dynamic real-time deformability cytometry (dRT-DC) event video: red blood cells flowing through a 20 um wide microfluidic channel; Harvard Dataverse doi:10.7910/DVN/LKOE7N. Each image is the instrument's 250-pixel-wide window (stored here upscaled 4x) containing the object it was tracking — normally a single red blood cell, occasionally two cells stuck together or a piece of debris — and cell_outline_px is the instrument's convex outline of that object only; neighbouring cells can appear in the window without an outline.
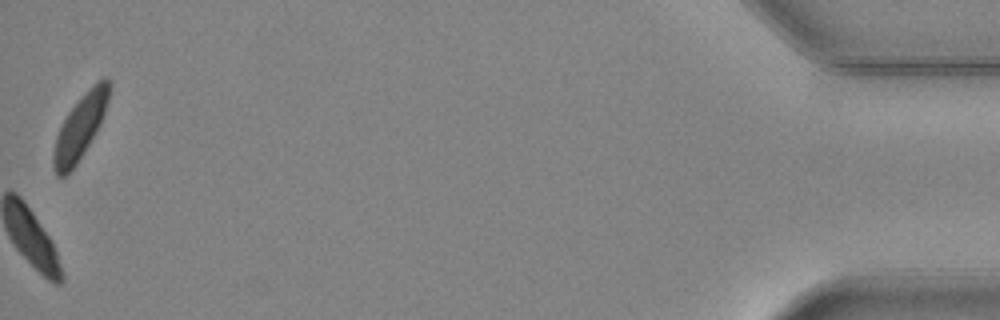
{"species": "common noctule bat (a hibernating species)", "species_latin": "Nyctalus noctula", "temperature_condition": "warm", "stored_images_in_passage": 50, "camera_frame_rate_fps": 3000, "um_per_image_px": 0.085, "animal": {"sex": "female", "body_mass_g": 24.6, "forearm_length_mm": 56.2}, "frame": {"image": 1, "passage_image": 50, "time_ms": 16.333, "image_size_px": [1000, 320], "cell_outline_px": [[112, 84], [108, 100], [100, 124], [96, 132], [84, 152], [76, 164], [64, 176], [56, 176], [52, 164], [52, 156], [56, 136], [68, 112], [80, 96], [92, 84], [104, 76], [108, 76]], "centroid_in_image_um": [6.83, 10.73], "position_along_channel_um": 428.4, "area_um2": 20.87}, "authors_computed_cell_mechanics": {"area_um2": 23.0044, "velocity_mm_per_s": 4.0398, "shape_relaxation_time_tau1_ms": 1.9321, "shape_relaxation_time_tau2_ms": null, "deformation_change_tau1": 0.0782, "deformation_change_tau2": null}}